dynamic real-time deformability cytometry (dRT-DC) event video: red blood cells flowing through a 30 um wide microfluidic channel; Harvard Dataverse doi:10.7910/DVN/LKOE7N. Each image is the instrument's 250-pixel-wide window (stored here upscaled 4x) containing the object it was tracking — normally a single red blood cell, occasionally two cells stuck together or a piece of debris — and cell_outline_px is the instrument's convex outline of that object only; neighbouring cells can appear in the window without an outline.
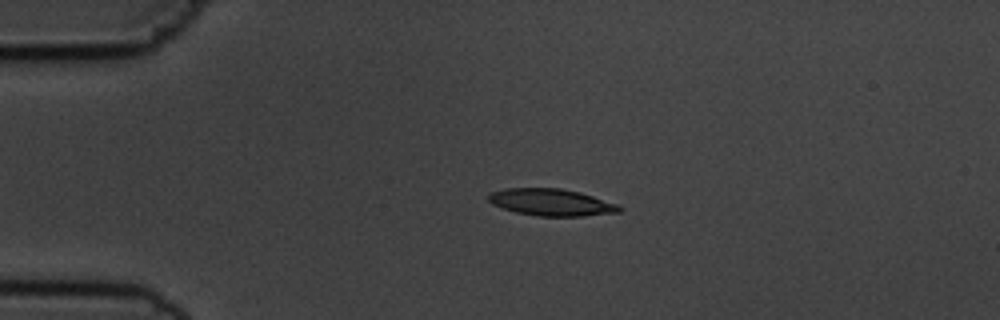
{"species": "common noctule bat (a hibernating species)", "species_latin": "Nyctalus noctula", "temperature_condition": "cold", "stored_images_in_passage": 3, "camera_frame_rate_fps": 3000, "um_per_image_px": 0.085, "animal": {"sex": "male", "body_mass_g": 19.5, "forearm_length_mm": 54.6}, "frame": {"image": 1, "passage_image": 1, "time_ms": 0.0, "image_size_px": [1000, 320], "cell_outline_px": [[624, 208], [620, 212], [584, 216], [536, 216], [516, 212], [492, 204], [488, 200], [488, 196], [492, 192], [504, 188], [560, 188], [580, 192], [620, 204]], "centroid_in_image_um": [46.92, 17.2], "position_along_channel_um": 38.1, "area_um2": 20.69}}
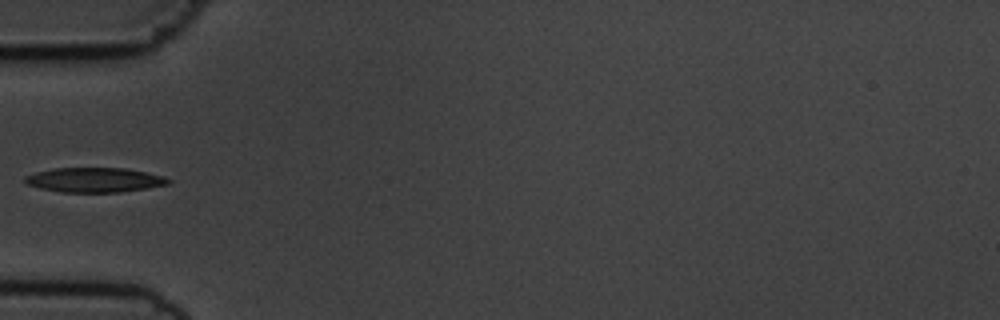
{"frame": {"image": 2, "passage_image": 3, "time_ms": 2.0, "image_size_px": [1000, 320], "cell_outline_px": [[172, 180], [168, 184], [148, 188], [120, 192], [60, 192], [40, 188], [28, 184], [24, 180], [24, 176], [36, 172], [52, 168], [124, 168], [164, 176]], "centroid_in_image_um": [8.02, 15.29], "position_along_channel_um": 77.0, "area_um2": 20.52}}